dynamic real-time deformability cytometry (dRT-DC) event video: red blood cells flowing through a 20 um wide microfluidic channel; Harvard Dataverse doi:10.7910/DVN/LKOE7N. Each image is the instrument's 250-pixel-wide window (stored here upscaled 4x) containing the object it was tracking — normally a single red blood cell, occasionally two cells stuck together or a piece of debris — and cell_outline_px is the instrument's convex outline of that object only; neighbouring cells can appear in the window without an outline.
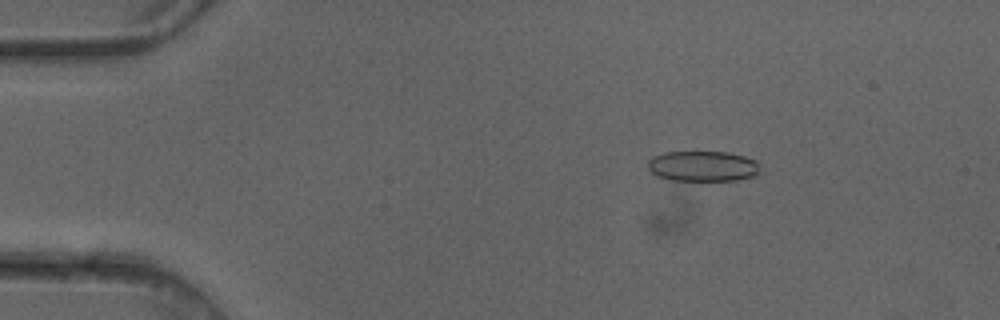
{"species": "common noctule bat (a hibernating species)", "species_latin": "Nyctalus noctula", "temperature_condition": "cold", "stored_images_in_passage": 5, "camera_frame_rate_fps": 3000, "um_per_image_px": 0.085, "animal": {"sex": "female"}, "frame": {"image": 1, "passage_image": 2, "time_ms": 0.333, "image_size_px": [1000, 320], "cell_outline_px": [[756, 172], [752, 176], [736, 180], [672, 180], [660, 176], [652, 172], [648, 168], [648, 160], [652, 156], [664, 152], [728, 152], [744, 156], [756, 160]], "centroid_in_image_um": [59.68, 14.11], "position_along_channel_um": 25.3, "area_um2": 19.54}}
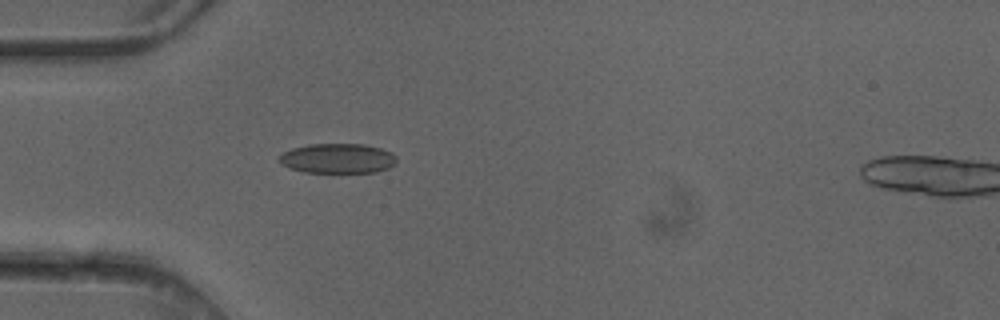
{"frame": {"image": 2, "passage_image": 4, "time_ms": 1.0, "image_size_px": [1000, 320], "cell_outline_px": [[396, 164], [388, 168], [376, 172], [304, 172], [288, 168], [280, 164], [280, 156], [284, 152], [292, 148], [308, 144], [364, 144], [380, 148], [392, 152], [396, 156]], "centroid_in_image_um": [28.71, 13.46], "position_along_channel_um": 56.3, "area_um2": 20.46}}